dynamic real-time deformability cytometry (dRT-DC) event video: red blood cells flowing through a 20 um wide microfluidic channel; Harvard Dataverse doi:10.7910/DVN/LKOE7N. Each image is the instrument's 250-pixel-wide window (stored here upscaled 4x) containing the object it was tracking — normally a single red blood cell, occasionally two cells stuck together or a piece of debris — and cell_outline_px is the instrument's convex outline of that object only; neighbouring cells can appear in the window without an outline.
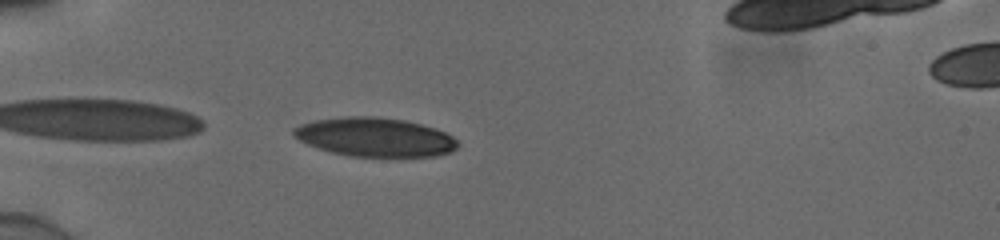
{"species": "human", "species_latin": "Homo sapiens", "temperature_condition": "cold", "stored_images_in_passage": 38, "camera_frame_rate_fps": 3000, "um_per_image_px": 0.085, "donor": {"sex": "male"}, "frame": {"image": 1, "passage_image": 1, "time_ms": 0.0, "image_size_px": [1000, 240], "cell_outline_px": [[460, 144], [456, 148], [448, 152], [436, 156], [352, 156], [332, 152], [308, 144], [300, 140], [292, 132], [292, 128], [300, 124], [316, 120], [348, 116], [368, 116], [404, 120], [420, 124], [444, 132], [452, 136]], "centroid_in_image_um": [31.86, 11.65], "position_along_channel_um": 53.1, "area_um2": 36.65}}
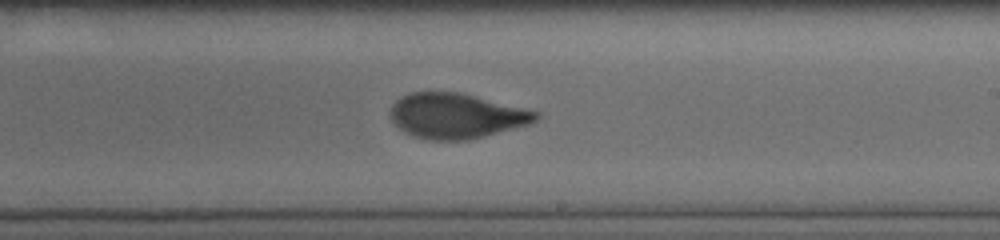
{"frame": {"image": 2, "passage_image": 18, "time_ms": 5.667, "image_size_px": [1000, 240], "cell_outline_px": [[540, 116], [536, 120], [528, 124], [516, 128], [468, 140], [432, 140], [412, 136], [400, 128], [392, 120], [392, 104], [396, 100], [408, 92], [460, 92], [540, 112]], "centroid_in_image_um": [38.8, 9.84], "position_along_channel_um": 250.2, "area_um2": 38.03}}
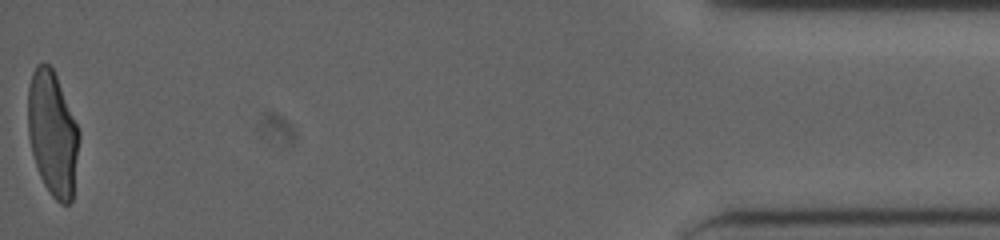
{"frame": {"image": 3, "passage_image": 38, "time_ms": 12.333, "image_size_px": [1000, 240], "cell_outline_px": [[80, 136], [72, 200], [68, 204], [60, 204], [52, 196], [44, 184], [40, 176], [32, 152], [28, 136], [28, 88], [32, 72], [36, 64], [48, 64], [52, 68], [56, 76], [80, 132]], "centroid_in_image_um": [4.47, 11.36], "position_along_channel_um": 430.7, "area_um2": 36.88}, "authors_computed_cell_mechanics": {"area_um2": 38.0324, "velocity_mm_per_s": 3.9113, "shape_relaxation_time_tau1_ms": 5.2735, "shape_relaxation_time_tau2_ms": 0.6785, "deformation_change_tau1": 0.1966, "deformation_change_tau2": 0.0631}}